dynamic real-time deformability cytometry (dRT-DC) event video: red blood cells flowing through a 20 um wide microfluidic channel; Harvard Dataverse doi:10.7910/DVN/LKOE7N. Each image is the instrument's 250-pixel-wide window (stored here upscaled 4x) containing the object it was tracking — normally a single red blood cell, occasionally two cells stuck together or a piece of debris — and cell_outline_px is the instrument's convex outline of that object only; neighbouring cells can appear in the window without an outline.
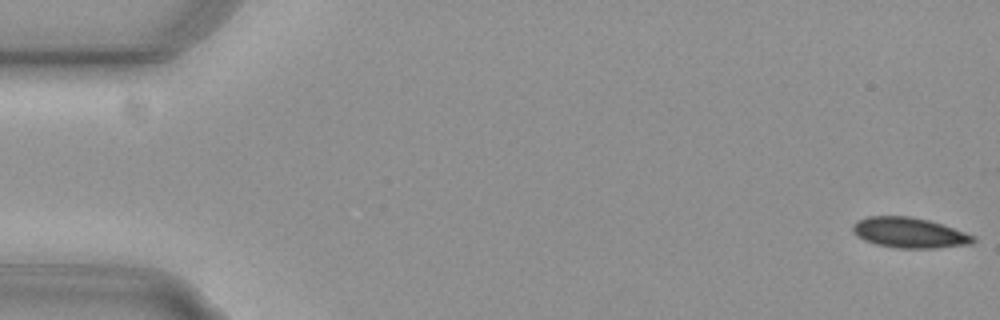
{"species": "common noctule bat (a hibernating species)", "species_latin": "Nyctalus noctula", "temperature_condition": "cold", "stored_images_in_passage": 55, "camera_frame_rate_fps": 3000, "um_per_image_px": 0.085, "animal": {"sex": "female", "body_mass_g": 29.2, "forearm_length_mm": 56.3}, "frame": {"image": 1, "passage_image": 1, "time_ms": 0.0, "image_size_px": [1000, 320], "cell_outline_px": [[976, 240], [972, 244], [936, 248], [896, 248], [876, 244], [864, 240], [856, 236], [852, 232], [852, 224], [856, 220], [868, 216], [912, 216], [928, 220], [976, 236]], "centroid_in_image_um": [77.26, 19.78], "position_along_channel_um": 7.7, "area_um2": 21.44}}
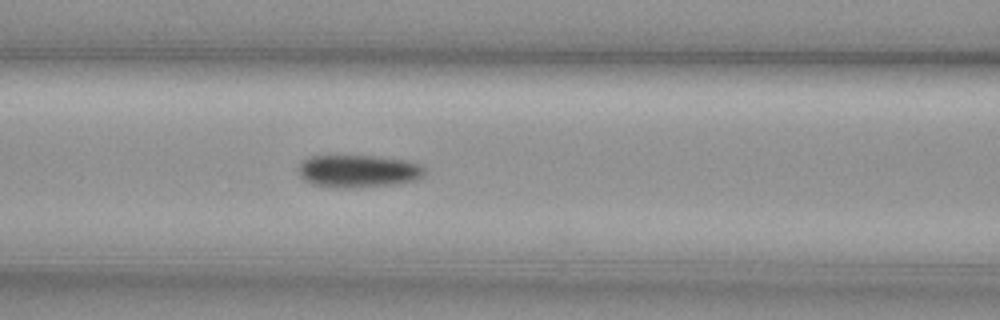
{"frame": {"image": 2, "passage_image": 23, "time_ms": 7.333, "image_size_px": [1000, 320], "cell_outline_px": [[424, 172], [416, 180], [396, 184], [356, 188], [332, 188], [312, 184], [304, 180], [300, 176], [300, 164], [304, 160], [312, 156], [376, 156], [408, 160], [420, 164], [424, 168]], "centroid_in_image_um": [30.46, 14.56], "position_along_channel_um": 136.1, "area_um2": 24.04}}
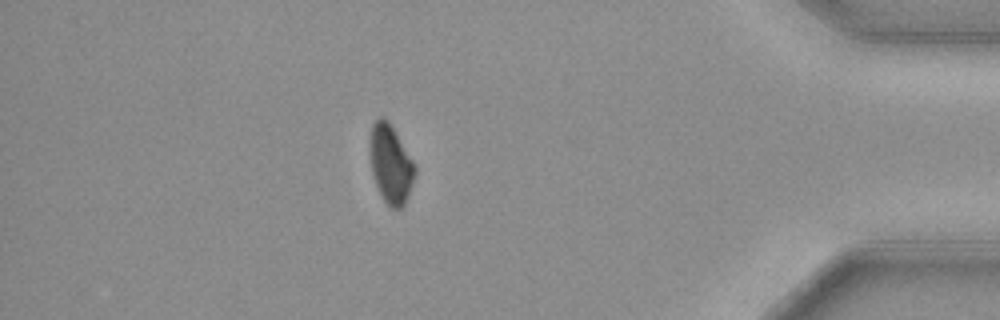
{"frame": {"image": 3, "passage_image": 48, "time_ms": 15.667, "image_size_px": [1000, 320], "cell_outline_px": [[416, 172], [408, 196], [404, 204], [400, 208], [392, 208], [384, 200], [376, 184], [372, 172], [372, 124], [380, 116], [384, 116], [388, 120], [416, 164]], "centroid_in_image_um": [33.26, 13.94], "position_along_channel_um": 401.9, "area_um2": 20.0}}